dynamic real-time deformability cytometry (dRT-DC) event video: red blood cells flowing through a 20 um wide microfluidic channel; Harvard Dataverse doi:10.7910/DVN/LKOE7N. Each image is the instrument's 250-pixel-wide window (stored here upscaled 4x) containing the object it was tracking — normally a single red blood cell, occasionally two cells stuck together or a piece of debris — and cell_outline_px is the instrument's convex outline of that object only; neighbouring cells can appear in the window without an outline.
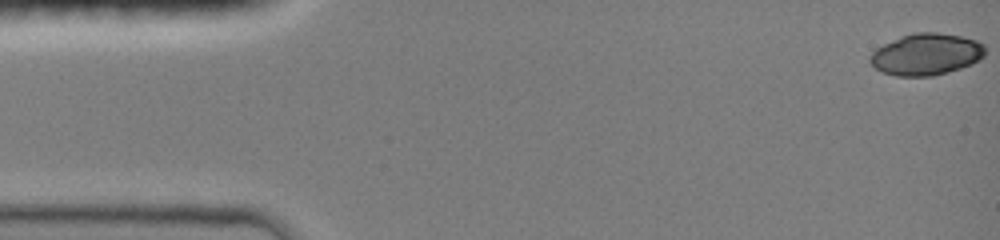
{"species": "common noctule bat (a hibernating species)", "species_latin": "Nyctalus noctula", "temperature_condition": "room temperature", "stored_images_in_passage": 12, "camera_frame_rate_fps": 3000, "um_per_image_px": 0.085, "animal": {"sex": "female", "body_mass_g": 19.0, "forearm_length_mm": 51.5}, "frame": {"image": 1, "passage_image": 1, "time_ms": 0.0, "image_size_px": [1000, 240], "cell_outline_px": [[984, 56], [980, 60], [972, 64], [948, 72], [932, 76], [896, 76], [880, 72], [868, 60], [872, 52], [876, 48], [884, 44], [904, 36], [916, 32], [936, 32], [960, 36], [976, 40], [984, 44]], "centroid_in_image_um": [78.73, 4.63], "position_along_channel_um": 6.3, "area_um2": 27.86}}
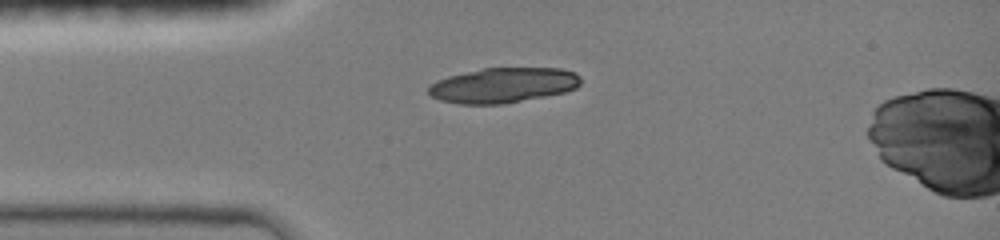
{"frame": {"image": 2, "passage_image": 8, "time_ms": 3.667, "image_size_px": [1000, 240], "cell_outline_px": [[580, 84], [576, 88], [564, 92], [504, 104], [460, 104], [440, 100], [432, 96], [428, 92], [428, 88], [436, 80], [448, 76], [484, 68], [560, 68], [576, 72], [580, 76]], "centroid_in_image_um": [42.78, 7.24], "position_along_channel_um": 42.2, "area_um2": 31.04}}